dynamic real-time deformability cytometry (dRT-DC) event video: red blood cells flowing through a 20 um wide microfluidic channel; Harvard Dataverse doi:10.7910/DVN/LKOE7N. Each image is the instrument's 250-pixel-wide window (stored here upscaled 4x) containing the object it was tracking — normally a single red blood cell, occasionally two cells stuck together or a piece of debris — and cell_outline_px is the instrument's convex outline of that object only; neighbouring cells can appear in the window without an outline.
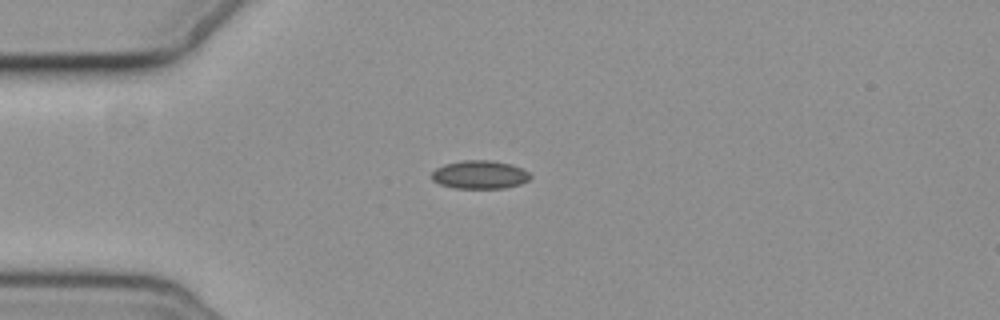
{"species": "common noctule bat (a hibernating species)", "species_latin": "Nyctalus noctula", "temperature_condition": "cold", "stored_images_in_passage": 3, "camera_frame_rate_fps": 3000, "um_per_image_px": 0.085, "animal": {"sex": "female", "body_mass_g": 19.3, "forearm_length_mm": 54.1}, "frame": {"image": 1, "passage_image": 1, "time_ms": 0.0, "image_size_px": [1000, 320], "cell_outline_px": [[532, 176], [528, 180], [520, 184], [504, 188], [456, 188], [440, 184], [432, 180], [432, 172], [436, 168], [444, 164], [460, 160], [492, 160], [512, 164], [524, 168]], "centroid_in_image_um": [40.8, 14.83], "position_along_channel_um": 44.2, "area_um2": 16.42}}
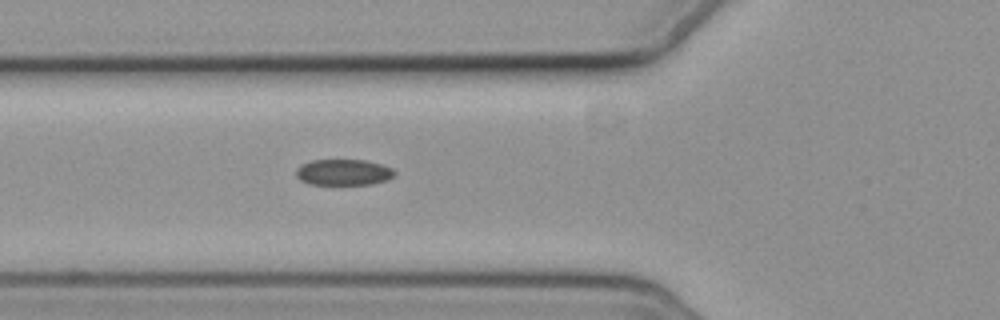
{"frame": {"image": 2, "passage_image": 3, "time_ms": 2.0, "image_size_px": [1000, 320], "cell_outline_px": [[396, 176], [388, 180], [372, 184], [308, 184], [300, 180], [296, 176], [296, 168], [300, 164], [312, 160], [364, 160], [380, 164], [392, 168], [396, 172]], "centroid_in_image_um": [29.2, 14.64], "position_along_channel_um": 96.6, "area_um2": 15.09}}